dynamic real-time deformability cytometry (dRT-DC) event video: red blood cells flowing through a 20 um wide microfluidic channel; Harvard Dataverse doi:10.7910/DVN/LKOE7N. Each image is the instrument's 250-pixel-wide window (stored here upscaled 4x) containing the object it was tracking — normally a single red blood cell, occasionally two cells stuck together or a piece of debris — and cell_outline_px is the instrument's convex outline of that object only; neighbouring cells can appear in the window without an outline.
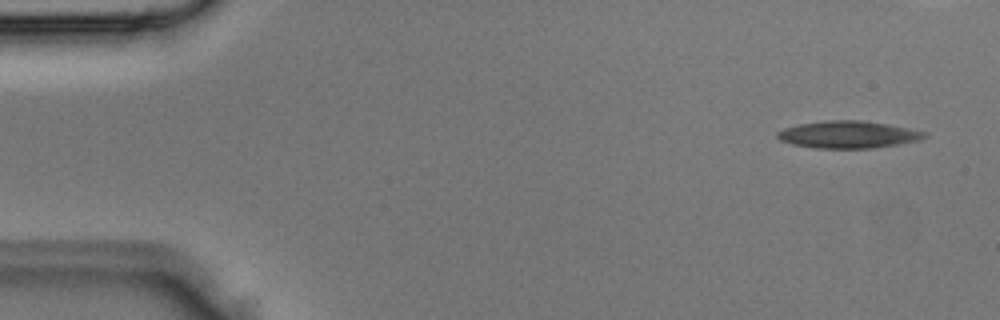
{"species": "Egyptian fruit bat (a non-hibernating species)", "species_latin": "Rousettus aegyptiacus", "temperature_condition": "room temperature", "stored_images_in_passage": 5, "camera_frame_rate_fps": 3000, "um_per_image_px": 0.085, "animal": {"sex": "male"}, "frame": {"image": 1, "passage_image": 1, "time_ms": 0.0, "image_size_px": [1000, 320], "cell_outline_px": [[928, 136], [920, 140], [900, 144], [872, 148], [816, 148], [792, 144], [780, 140], [776, 136], [776, 132], [784, 128], [800, 124], [828, 120], [860, 120], [908, 128], [928, 132]], "centroid_in_image_um": [72.11, 11.44], "position_along_channel_um": 12.9, "area_um2": 23.24}}
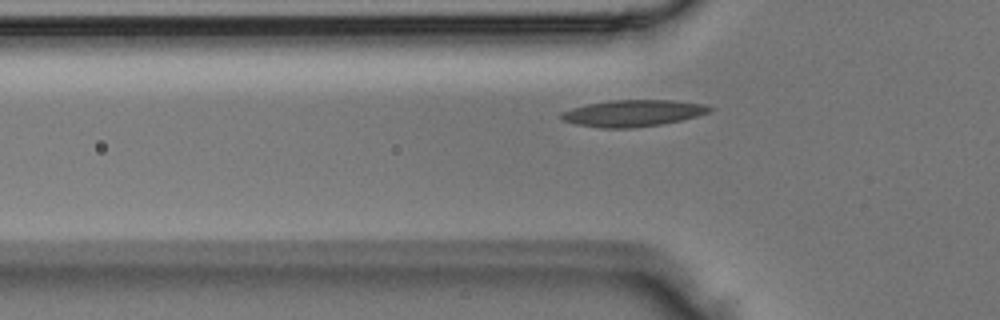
{"frame": {"image": 2, "passage_image": 5, "time_ms": 1.333, "image_size_px": [1000, 320], "cell_outline_px": [[716, 108], [708, 112], [696, 116], [680, 120], [660, 124], [632, 128], [600, 128], [576, 124], [564, 120], [560, 116], [560, 112], [572, 108], [588, 104], [612, 100], [676, 100], [704, 104]], "centroid_in_image_um": [53.81, 9.61], "position_along_channel_um": 72.0, "area_um2": 22.89}}